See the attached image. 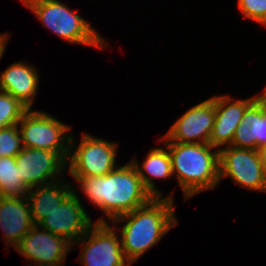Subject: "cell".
I'll return each instance as SVG.
<instances>
[{"instance_id":"19","label":"cell","mask_w":266,"mask_h":266,"mask_svg":"<svg viewBox=\"0 0 266 266\" xmlns=\"http://www.w3.org/2000/svg\"><path fill=\"white\" fill-rule=\"evenodd\" d=\"M28 192L15 157H0V197H25Z\"/></svg>"},{"instance_id":"1","label":"cell","mask_w":266,"mask_h":266,"mask_svg":"<svg viewBox=\"0 0 266 266\" xmlns=\"http://www.w3.org/2000/svg\"><path fill=\"white\" fill-rule=\"evenodd\" d=\"M80 189L112 221L147 204L153 196L130 161L104 176L74 177Z\"/></svg>"},{"instance_id":"11","label":"cell","mask_w":266,"mask_h":266,"mask_svg":"<svg viewBox=\"0 0 266 266\" xmlns=\"http://www.w3.org/2000/svg\"><path fill=\"white\" fill-rule=\"evenodd\" d=\"M215 122V96L191 107L164 137L171 142L209 144Z\"/></svg>"},{"instance_id":"2","label":"cell","mask_w":266,"mask_h":266,"mask_svg":"<svg viewBox=\"0 0 266 266\" xmlns=\"http://www.w3.org/2000/svg\"><path fill=\"white\" fill-rule=\"evenodd\" d=\"M172 196L171 193L164 198L153 197L147 204L112 220V226L125 222L121 229V246L131 265L178 224Z\"/></svg>"},{"instance_id":"17","label":"cell","mask_w":266,"mask_h":266,"mask_svg":"<svg viewBox=\"0 0 266 266\" xmlns=\"http://www.w3.org/2000/svg\"><path fill=\"white\" fill-rule=\"evenodd\" d=\"M137 169L138 175L142 180L144 187L153 197H162V192L156 189L154 179H169L173 176L171 157L168 149L153 148L149 151L142 167L137 160H131ZM149 175V176H148Z\"/></svg>"},{"instance_id":"4","label":"cell","mask_w":266,"mask_h":266,"mask_svg":"<svg viewBox=\"0 0 266 266\" xmlns=\"http://www.w3.org/2000/svg\"><path fill=\"white\" fill-rule=\"evenodd\" d=\"M42 22L43 26L71 44L105 49L101 34L88 21L59 0H20ZM98 33V34H97Z\"/></svg>"},{"instance_id":"25","label":"cell","mask_w":266,"mask_h":266,"mask_svg":"<svg viewBox=\"0 0 266 266\" xmlns=\"http://www.w3.org/2000/svg\"><path fill=\"white\" fill-rule=\"evenodd\" d=\"M260 155H261V159H262V164L264 166V170L266 173V147H263L259 150Z\"/></svg>"},{"instance_id":"21","label":"cell","mask_w":266,"mask_h":266,"mask_svg":"<svg viewBox=\"0 0 266 266\" xmlns=\"http://www.w3.org/2000/svg\"><path fill=\"white\" fill-rule=\"evenodd\" d=\"M18 124L0 128V157H15L23 148Z\"/></svg>"},{"instance_id":"14","label":"cell","mask_w":266,"mask_h":266,"mask_svg":"<svg viewBox=\"0 0 266 266\" xmlns=\"http://www.w3.org/2000/svg\"><path fill=\"white\" fill-rule=\"evenodd\" d=\"M34 225L27 196L0 197V227L7 246L15 248Z\"/></svg>"},{"instance_id":"3","label":"cell","mask_w":266,"mask_h":266,"mask_svg":"<svg viewBox=\"0 0 266 266\" xmlns=\"http://www.w3.org/2000/svg\"><path fill=\"white\" fill-rule=\"evenodd\" d=\"M161 140L170 154L172 173L176 175L184 199L217 187L219 149L210 144L171 142L165 137Z\"/></svg>"},{"instance_id":"18","label":"cell","mask_w":266,"mask_h":266,"mask_svg":"<svg viewBox=\"0 0 266 266\" xmlns=\"http://www.w3.org/2000/svg\"><path fill=\"white\" fill-rule=\"evenodd\" d=\"M259 129V97L246 109L231 146L257 150Z\"/></svg>"},{"instance_id":"22","label":"cell","mask_w":266,"mask_h":266,"mask_svg":"<svg viewBox=\"0 0 266 266\" xmlns=\"http://www.w3.org/2000/svg\"><path fill=\"white\" fill-rule=\"evenodd\" d=\"M239 11L248 20L266 26V0H238Z\"/></svg>"},{"instance_id":"24","label":"cell","mask_w":266,"mask_h":266,"mask_svg":"<svg viewBox=\"0 0 266 266\" xmlns=\"http://www.w3.org/2000/svg\"><path fill=\"white\" fill-rule=\"evenodd\" d=\"M9 40V35L7 33L0 34V60L4 54V51L6 50V45Z\"/></svg>"},{"instance_id":"16","label":"cell","mask_w":266,"mask_h":266,"mask_svg":"<svg viewBox=\"0 0 266 266\" xmlns=\"http://www.w3.org/2000/svg\"><path fill=\"white\" fill-rule=\"evenodd\" d=\"M70 183L57 181L47 185L32 187L27 193L33 223L38 225L58 207L74 190Z\"/></svg>"},{"instance_id":"9","label":"cell","mask_w":266,"mask_h":266,"mask_svg":"<svg viewBox=\"0 0 266 266\" xmlns=\"http://www.w3.org/2000/svg\"><path fill=\"white\" fill-rule=\"evenodd\" d=\"M15 161L21 180L29 189L60 181L56 178L63 176L67 169V161L57 151L24 147L15 156Z\"/></svg>"},{"instance_id":"12","label":"cell","mask_w":266,"mask_h":266,"mask_svg":"<svg viewBox=\"0 0 266 266\" xmlns=\"http://www.w3.org/2000/svg\"><path fill=\"white\" fill-rule=\"evenodd\" d=\"M14 249L32 261L30 265L33 263V266H41L63 263L72 244L64 237L34 225Z\"/></svg>"},{"instance_id":"23","label":"cell","mask_w":266,"mask_h":266,"mask_svg":"<svg viewBox=\"0 0 266 266\" xmlns=\"http://www.w3.org/2000/svg\"><path fill=\"white\" fill-rule=\"evenodd\" d=\"M266 147V102L259 96V129L257 150Z\"/></svg>"},{"instance_id":"7","label":"cell","mask_w":266,"mask_h":266,"mask_svg":"<svg viewBox=\"0 0 266 266\" xmlns=\"http://www.w3.org/2000/svg\"><path fill=\"white\" fill-rule=\"evenodd\" d=\"M117 226H110L104 217L98 219L89 230L75 241L83 248L78 260L84 266H131L116 235Z\"/></svg>"},{"instance_id":"8","label":"cell","mask_w":266,"mask_h":266,"mask_svg":"<svg viewBox=\"0 0 266 266\" xmlns=\"http://www.w3.org/2000/svg\"><path fill=\"white\" fill-rule=\"evenodd\" d=\"M230 177L253 191H266V173L259 150L231 145L219 149V179Z\"/></svg>"},{"instance_id":"10","label":"cell","mask_w":266,"mask_h":266,"mask_svg":"<svg viewBox=\"0 0 266 266\" xmlns=\"http://www.w3.org/2000/svg\"><path fill=\"white\" fill-rule=\"evenodd\" d=\"M84 209L73 190L38 226L73 244L94 224Z\"/></svg>"},{"instance_id":"15","label":"cell","mask_w":266,"mask_h":266,"mask_svg":"<svg viewBox=\"0 0 266 266\" xmlns=\"http://www.w3.org/2000/svg\"><path fill=\"white\" fill-rule=\"evenodd\" d=\"M34 66L15 62L0 74V90L11 94L27 109L32 108L39 88V74Z\"/></svg>"},{"instance_id":"5","label":"cell","mask_w":266,"mask_h":266,"mask_svg":"<svg viewBox=\"0 0 266 266\" xmlns=\"http://www.w3.org/2000/svg\"><path fill=\"white\" fill-rule=\"evenodd\" d=\"M64 124L47 113L28 109L18 123L23 146L57 151L67 161L72 134H68L70 125Z\"/></svg>"},{"instance_id":"26","label":"cell","mask_w":266,"mask_h":266,"mask_svg":"<svg viewBox=\"0 0 266 266\" xmlns=\"http://www.w3.org/2000/svg\"><path fill=\"white\" fill-rule=\"evenodd\" d=\"M64 263H55V264H49V265H41V266H64Z\"/></svg>"},{"instance_id":"6","label":"cell","mask_w":266,"mask_h":266,"mask_svg":"<svg viewBox=\"0 0 266 266\" xmlns=\"http://www.w3.org/2000/svg\"><path fill=\"white\" fill-rule=\"evenodd\" d=\"M73 135L70 139V150L67 158L69 174L72 177L104 176L116 169L117 144L83 133L82 139L75 148ZM73 152V153H72ZM70 163V164H69Z\"/></svg>"},{"instance_id":"27","label":"cell","mask_w":266,"mask_h":266,"mask_svg":"<svg viewBox=\"0 0 266 266\" xmlns=\"http://www.w3.org/2000/svg\"><path fill=\"white\" fill-rule=\"evenodd\" d=\"M260 97L266 102V90H264Z\"/></svg>"},{"instance_id":"20","label":"cell","mask_w":266,"mask_h":266,"mask_svg":"<svg viewBox=\"0 0 266 266\" xmlns=\"http://www.w3.org/2000/svg\"><path fill=\"white\" fill-rule=\"evenodd\" d=\"M27 110L11 94L0 90V128L18 124Z\"/></svg>"},{"instance_id":"13","label":"cell","mask_w":266,"mask_h":266,"mask_svg":"<svg viewBox=\"0 0 266 266\" xmlns=\"http://www.w3.org/2000/svg\"><path fill=\"white\" fill-rule=\"evenodd\" d=\"M232 101L228 95L215 96V122L209 144L217 149L232 144L234 133L239 126L246 109L259 97Z\"/></svg>"}]
</instances>
